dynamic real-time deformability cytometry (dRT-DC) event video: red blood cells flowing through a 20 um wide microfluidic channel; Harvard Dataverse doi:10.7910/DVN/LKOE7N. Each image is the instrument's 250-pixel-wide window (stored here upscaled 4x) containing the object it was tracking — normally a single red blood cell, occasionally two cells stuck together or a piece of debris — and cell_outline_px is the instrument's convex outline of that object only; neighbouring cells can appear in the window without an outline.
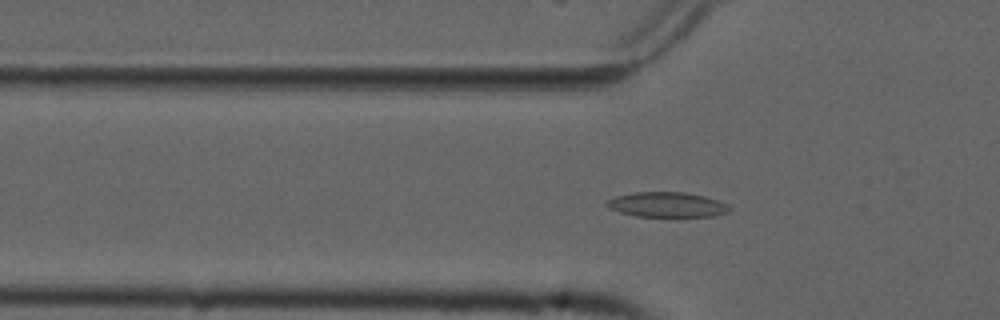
{"species": "common noctule bat (a hibernating species)", "species_latin": "Nyctalus noctula", "temperature_condition": "cold", "stored_images_in_passage": 55, "camera_frame_rate_fps": 3000, "um_per_image_px": 0.085, "animal": {"sex": "male", "forearm_length_mm": 52.5}, "frame": {"image": 1, "passage_image": 17, "time_ms": 5.333, "image_size_px": [1000, 320], "cell_outline_px": [[728, 212], [712, 216], [636, 216], [620, 212], [608, 208], [604, 204], [608, 200], [616, 196], [636, 192], [684, 192], [704, 196], [728, 204]], "centroid_in_image_um": [56.65, 17.39], "position_along_channel_um": 69.1, "area_um2": 17.63}}
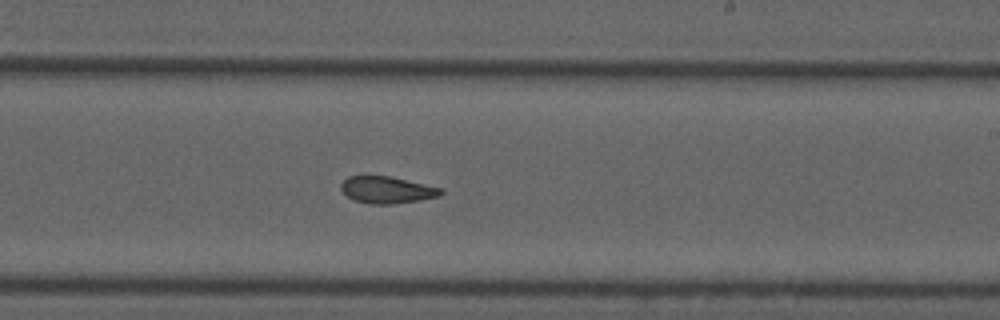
{"frame": {"image": 2, "passage_image": 32, "time_ms": 10.333, "image_size_px": [1000, 320], "cell_outline_px": [[444, 192], [440, 196], [420, 200], [392, 204], [372, 204], [352, 200], [340, 188], [340, 184], [348, 176], [392, 176], [444, 188]], "centroid_in_image_um": [32.93, 16.13], "position_along_channel_um": 256.1, "area_um2": 15.84}}
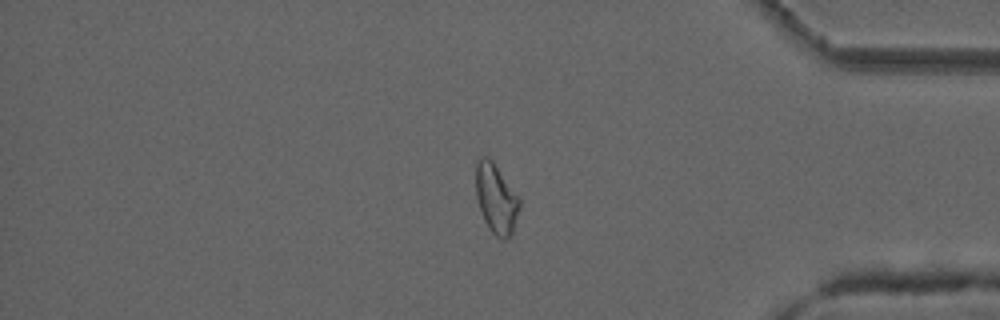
{"frame": {"image": 3, "passage_image": 45, "time_ms": 14.667, "image_size_px": [1000, 320], "cell_outline_px": [[520, 208], [512, 232], [508, 240], [500, 240], [488, 228], [484, 220], [476, 196], [476, 160], [480, 156], [488, 156], [492, 160], [520, 196]], "centroid_in_image_um": [42.18, 16.87], "position_along_channel_um": 393.0, "area_um2": 18.03}, "authors_computed_cell_mechanics": {"area_um2": 17.4556, "velocity_mm_per_s": 3.7434, "shape_relaxation_time_tau1_ms": null, "shape_relaxation_time_tau2_ms": 5.3828, "deformation_change_tau1": null, "deformation_change_tau2": 0.1329}}